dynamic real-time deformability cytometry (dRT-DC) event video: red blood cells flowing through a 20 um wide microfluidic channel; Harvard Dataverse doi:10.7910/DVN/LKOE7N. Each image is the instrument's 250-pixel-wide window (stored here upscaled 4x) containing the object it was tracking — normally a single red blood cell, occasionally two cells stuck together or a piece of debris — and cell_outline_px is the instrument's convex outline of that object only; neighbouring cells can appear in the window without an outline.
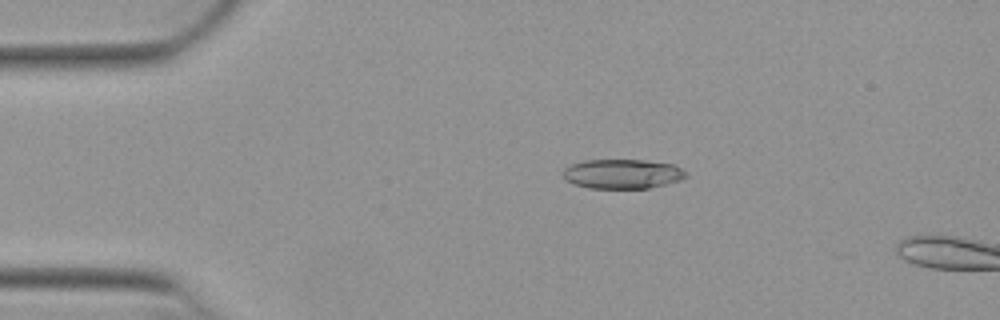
{"species": "Egyptian fruit bat (a non-hibernating species)", "species_latin": "Rousettus aegyptiacus", "temperature_condition": "warm", "stored_images_in_passage": 3, "camera_frame_rate_fps": 3000, "um_per_image_px": 0.085, "animal": {"sex": "female"}, "frame": {"image": 1, "passage_image": 1, "time_ms": 0.0, "image_size_px": [1000, 320], "cell_outline_px": [[688, 176], [680, 180], [648, 188], [588, 188], [572, 184], [564, 176], [564, 168], [572, 164], [584, 160], [644, 160], [672, 164], [680, 168]], "centroid_in_image_um": [52.89, 14.78], "position_along_channel_um": 32.1, "area_um2": 20.92}}